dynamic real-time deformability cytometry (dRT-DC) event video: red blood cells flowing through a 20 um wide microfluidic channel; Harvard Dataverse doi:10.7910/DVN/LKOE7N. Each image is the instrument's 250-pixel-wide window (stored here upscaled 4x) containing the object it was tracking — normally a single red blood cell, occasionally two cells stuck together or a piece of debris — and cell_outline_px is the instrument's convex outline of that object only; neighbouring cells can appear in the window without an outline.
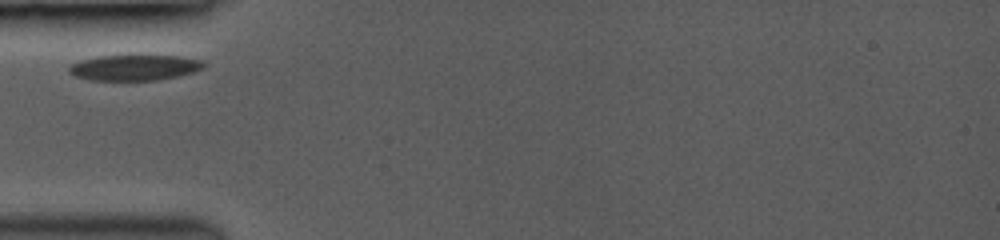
{"species": "common noctule bat (a hibernating species)", "species_latin": "Nyctalus noctula", "temperature_condition": "room temperature", "stored_images_in_passage": 38, "camera_frame_rate_fps": 3000, "um_per_image_px": 0.085, "animal": {"sex": "female", "body_mass_g": 19.0, "forearm_length_mm": 53.3}, "frame": {"image": 1, "passage_image": 1, "time_ms": 0.0, "image_size_px": [1000, 240], "cell_outline_px": [[208, 64], [204, 68], [196, 72], [180, 76], [156, 80], [92, 80], [76, 76], [68, 72], [68, 68], [72, 64], [80, 60], [96, 56], [128, 52], [140, 52], [180, 56], [204, 60]], "centroid_in_image_um": [11.51, 5.67], "position_along_channel_um": 73.5, "area_um2": 21.68}}
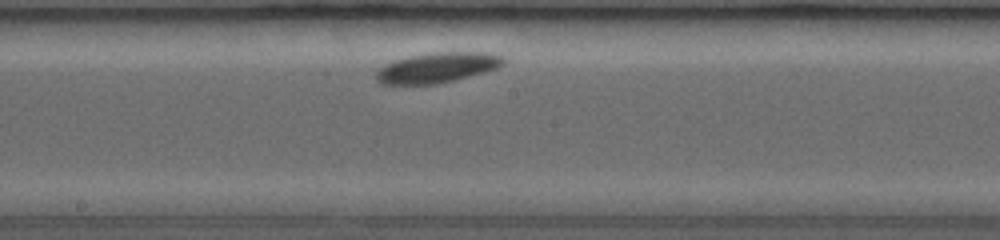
{"frame": {"image": 2, "passage_image": 24, "time_ms": 3.667, "image_size_px": [1000, 240], "cell_outline_px": [[504, 64], [500, 68], [456, 80], [436, 84], [380, 84], [376, 80], [376, 72], [384, 64], [396, 60], [412, 56], [432, 52], [488, 52], [504, 56]], "centroid_in_image_um": [37.22, 5.75], "position_along_channel_um": 211.0, "area_um2": 22.54}}
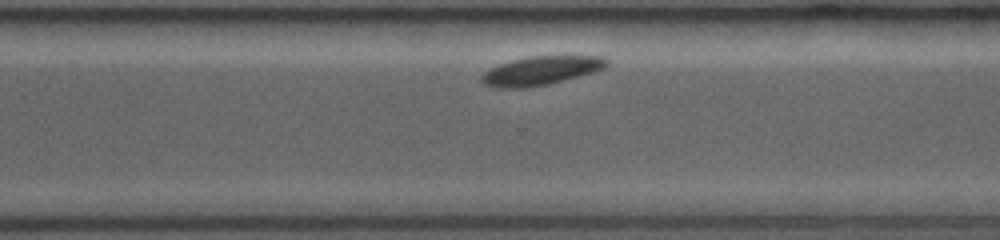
{"frame": {"image": 3, "passage_image": 34, "time_ms": 6.667, "image_size_px": [1000, 240], "cell_outline_px": [[608, 64], [604, 68], [592, 72], [548, 84], [524, 88], [492, 88], [484, 84], [480, 80], [480, 76], [488, 68], [512, 60], [528, 56], [604, 56], [608, 60]], "centroid_in_image_um": [45.92, 6.0], "position_along_channel_um": 324.7, "area_um2": 20.98}}